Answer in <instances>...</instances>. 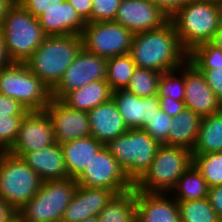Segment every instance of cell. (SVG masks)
I'll return each mask as SVG.
<instances>
[{"mask_svg": "<svg viewBox=\"0 0 222 222\" xmlns=\"http://www.w3.org/2000/svg\"><path fill=\"white\" fill-rule=\"evenodd\" d=\"M136 64L130 53L107 59L106 82L112 91L126 89L136 69Z\"/></svg>", "mask_w": 222, "mask_h": 222, "instance_id": "f1b7e54d", "label": "cell"}, {"mask_svg": "<svg viewBox=\"0 0 222 222\" xmlns=\"http://www.w3.org/2000/svg\"><path fill=\"white\" fill-rule=\"evenodd\" d=\"M107 58L87 51H79L72 64L65 70L61 80L51 90L53 99L61 100L67 93L83 88L90 82L106 79Z\"/></svg>", "mask_w": 222, "mask_h": 222, "instance_id": "7c38bea8", "label": "cell"}, {"mask_svg": "<svg viewBox=\"0 0 222 222\" xmlns=\"http://www.w3.org/2000/svg\"><path fill=\"white\" fill-rule=\"evenodd\" d=\"M35 18L41 17L51 3H62L64 0H17Z\"/></svg>", "mask_w": 222, "mask_h": 222, "instance_id": "ab89813d", "label": "cell"}, {"mask_svg": "<svg viewBox=\"0 0 222 222\" xmlns=\"http://www.w3.org/2000/svg\"><path fill=\"white\" fill-rule=\"evenodd\" d=\"M136 222H181L177 200L169 193L136 190Z\"/></svg>", "mask_w": 222, "mask_h": 222, "instance_id": "d6986e66", "label": "cell"}, {"mask_svg": "<svg viewBox=\"0 0 222 222\" xmlns=\"http://www.w3.org/2000/svg\"><path fill=\"white\" fill-rule=\"evenodd\" d=\"M0 94L17 100L27 111L45 110L51 89L25 63L11 62L0 69Z\"/></svg>", "mask_w": 222, "mask_h": 222, "instance_id": "ba28073f", "label": "cell"}, {"mask_svg": "<svg viewBox=\"0 0 222 222\" xmlns=\"http://www.w3.org/2000/svg\"><path fill=\"white\" fill-rule=\"evenodd\" d=\"M24 116H0V149L7 152L14 144Z\"/></svg>", "mask_w": 222, "mask_h": 222, "instance_id": "d590c367", "label": "cell"}, {"mask_svg": "<svg viewBox=\"0 0 222 222\" xmlns=\"http://www.w3.org/2000/svg\"><path fill=\"white\" fill-rule=\"evenodd\" d=\"M80 15V17L89 23V17L92 12V0H67Z\"/></svg>", "mask_w": 222, "mask_h": 222, "instance_id": "ee69618b", "label": "cell"}, {"mask_svg": "<svg viewBox=\"0 0 222 222\" xmlns=\"http://www.w3.org/2000/svg\"><path fill=\"white\" fill-rule=\"evenodd\" d=\"M209 188L201 172L192 164L169 194L177 201L200 200L208 197Z\"/></svg>", "mask_w": 222, "mask_h": 222, "instance_id": "4316f807", "label": "cell"}, {"mask_svg": "<svg viewBox=\"0 0 222 222\" xmlns=\"http://www.w3.org/2000/svg\"><path fill=\"white\" fill-rule=\"evenodd\" d=\"M68 177L77 179L92 158L105 146L91 135L60 144Z\"/></svg>", "mask_w": 222, "mask_h": 222, "instance_id": "603a6c76", "label": "cell"}, {"mask_svg": "<svg viewBox=\"0 0 222 222\" xmlns=\"http://www.w3.org/2000/svg\"><path fill=\"white\" fill-rule=\"evenodd\" d=\"M169 20L188 53L197 45L209 42L222 24L219 3L207 0H190Z\"/></svg>", "mask_w": 222, "mask_h": 222, "instance_id": "3957f363", "label": "cell"}, {"mask_svg": "<svg viewBox=\"0 0 222 222\" xmlns=\"http://www.w3.org/2000/svg\"><path fill=\"white\" fill-rule=\"evenodd\" d=\"M38 20L47 36L81 35L86 25L67 0L59 4L51 3Z\"/></svg>", "mask_w": 222, "mask_h": 222, "instance_id": "ffe728a7", "label": "cell"}, {"mask_svg": "<svg viewBox=\"0 0 222 222\" xmlns=\"http://www.w3.org/2000/svg\"><path fill=\"white\" fill-rule=\"evenodd\" d=\"M188 61L198 70H213L222 66V49L202 43L188 53Z\"/></svg>", "mask_w": 222, "mask_h": 222, "instance_id": "836d02e7", "label": "cell"}, {"mask_svg": "<svg viewBox=\"0 0 222 222\" xmlns=\"http://www.w3.org/2000/svg\"><path fill=\"white\" fill-rule=\"evenodd\" d=\"M133 35L121 24L105 21L86 23L81 37L87 51L108 59L130 53Z\"/></svg>", "mask_w": 222, "mask_h": 222, "instance_id": "30bf717a", "label": "cell"}, {"mask_svg": "<svg viewBox=\"0 0 222 222\" xmlns=\"http://www.w3.org/2000/svg\"><path fill=\"white\" fill-rule=\"evenodd\" d=\"M1 32L11 62L25 63L47 36L37 18L17 0L4 15Z\"/></svg>", "mask_w": 222, "mask_h": 222, "instance_id": "277c9868", "label": "cell"}, {"mask_svg": "<svg viewBox=\"0 0 222 222\" xmlns=\"http://www.w3.org/2000/svg\"><path fill=\"white\" fill-rule=\"evenodd\" d=\"M157 95L159 98L170 97L176 101L184 100V64L177 69L161 73Z\"/></svg>", "mask_w": 222, "mask_h": 222, "instance_id": "1f68e13d", "label": "cell"}, {"mask_svg": "<svg viewBox=\"0 0 222 222\" xmlns=\"http://www.w3.org/2000/svg\"><path fill=\"white\" fill-rule=\"evenodd\" d=\"M87 114L91 136L104 145L128 131L112 98L91 109Z\"/></svg>", "mask_w": 222, "mask_h": 222, "instance_id": "7402d4cb", "label": "cell"}, {"mask_svg": "<svg viewBox=\"0 0 222 222\" xmlns=\"http://www.w3.org/2000/svg\"><path fill=\"white\" fill-rule=\"evenodd\" d=\"M184 109V101H176L170 97L160 98V110L168 114L171 118L177 116Z\"/></svg>", "mask_w": 222, "mask_h": 222, "instance_id": "60d3db41", "label": "cell"}, {"mask_svg": "<svg viewBox=\"0 0 222 222\" xmlns=\"http://www.w3.org/2000/svg\"><path fill=\"white\" fill-rule=\"evenodd\" d=\"M97 217L98 222H136V189L116 194Z\"/></svg>", "mask_w": 222, "mask_h": 222, "instance_id": "83f0119b", "label": "cell"}, {"mask_svg": "<svg viewBox=\"0 0 222 222\" xmlns=\"http://www.w3.org/2000/svg\"><path fill=\"white\" fill-rule=\"evenodd\" d=\"M207 1L216 2V3L222 2V0H207Z\"/></svg>", "mask_w": 222, "mask_h": 222, "instance_id": "816d5d0a", "label": "cell"}, {"mask_svg": "<svg viewBox=\"0 0 222 222\" xmlns=\"http://www.w3.org/2000/svg\"><path fill=\"white\" fill-rule=\"evenodd\" d=\"M74 178L42 182L38 192L18 213V222H61L77 189Z\"/></svg>", "mask_w": 222, "mask_h": 222, "instance_id": "8992f818", "label": "cell"}, {"mask_svg": "<svg viewBox=\"0 0 222 222\" xmlns=\"http://www.w3.org/2000/svg\"><path fill=\"white\" fill-rule=\"evenodd\" d=\"M11 154L21 157L39 175L43 182L69 178L63 151L58 143L38 151Z\"/></svg>", "mask_w": 222, "mask_h": 222, "instance_id": "44dd1931", "label": "cell"}, {"mask_svg": "<svg viewBox=\"0 0 222 222\" xmlns=\"http://www.w3.org/2000/svg\"><path fill=\"white\" fill-rule=\"evenodd\" d=\"M157 5L169 18L190 0H151Z\"/></svg>", "mask_w": 222, "mask_h": 222, "instance_id": "b9f144b4", "label": "cell"}, {"mask_svg": "<svg viewBox=\"0 0 222 222\" xmlns=\"http://www.w3.org/2000/svg\"><path fill=\"white\" fill-rule=\"evenodd\" d=\"M11 63L7 51H6V47L4 44V39H3V35L0 29V69H2L5 66H8Z\"/></svg>", "mask_w": 222, "mask_h": 222, "instance_id": "bcb514c9", "label": "cell"}, {"mask_svg": "<svg viewBox=\"0 0 222 222\" xmlns=\"http://www.w3.org/2000/svg\"><path fill=\"white\" fill-rule=\"evenodd\" d=\"M181 222H221L208 198L177 201Z\"/></svg>", "mask_w": 222, "mask_h": 222, "instance_id": "f546056e", "label": "cell"}, {"mask_svg": "<svg viewBox=\"0 0 222 222\" xmlns=\"http://www.w3.org/2000/svg\"><path fill=\"white\" fill-rule=\"evenodd\" d=\"M160 76V72L136 67L126 90L141 98L155 96L158 94Z\"/></svg>", "mask_w": 222, "mask_h": 222, "instance_id": "4dcf8cb0", "label": "cell"}, {"mask_svg": "<svg viewBox=\"0 0 222 222\" xmlns=\"http://www.w3.org/2000/svg\"><path fill=\"white\" fill-rule=\"evenodd\" d=\"M192 164L193 154L189 149L160 145L149 169L134 188L147 193H170L179 177Z\"/></svg>", "mask_w": 222, "mask_h": 222, "instance_id": "5b68a950", "label": "cell"}, {"mask_svg": "<svg viewBox=\"0 0 222 222\" xmlns=\"http://www.w3.org/2000/svg\"><path fill=\"white\" fill-rule=\"evenodd\" d=\"M114 100L128 129H144L160 110L158 95L141 98L126 89L112 92Z\"/></svg>", "mask_w": 222, "mask_h": 222, "instance_id": "e0dca14e", "label": "cell"}, {"mask_svg": "<svg viewBox=\"0 0 222 222\" xmlns=\"http://www.w3.org/2000/svg\"><path fill=\"white\" fill-rule=\"evenodd\" d=\"M207 198L222 221V185L210 187Z\"/></svg>", "mask_w": 222, "mask_h": 222, "instance_id": "7bdbcfd3", "label": "cell"}, {"mask_svg": "<svg viewBox=\"0 0 222 222\" xmlns=\"http://www.w3.org/2000/svg\"><path fill=\"white\" fill-rule=\"evenodd\" d=\"M202 116L185 108L172 120L168 145L180 146L193 151L200 129Z\"/></svg>", "mask_w": 222, "mask_h": 222, "instance_id": "d4e9b609", "label": "cell"}, {"mask_svg": "<svg viewBox=\"0 0 222 222\" xmlns=\"http://www.w3.org/2000/svg\"><path fill=\"white\" fill-rule=\"evenodd\" d=\"M205 76L207 85L222 103V66L213 70H199Z\"/></svg>", "mask_w": 222, "mask_h": 222, "instance_id": "f35d334b", "label": "cell"}, {"mask_svg": "<svg viewBox=\"0 0 222 222\" xmlns=\"http://www.w3.org/2000/svg\"><path fill=\"white\" fill-rule=\"evenodd\" d=\"M209 43L217 48L222 49V24L220 28L214 33Z\"/></svg>", "mask_w": 222, "mask_h": 222, "instance_id": "7dc6e473", "label": "cell"}, {"mask_svg": "<svg viewBox=\"0 0 222 222\" xmlns=\"http://www.w3.org/2000/svg\"><path fill=\"white\" fill-rule=\"evenodd\" d=\"M115 195L114 191L107 188L78 185L61 222H81L89 217L97 216Z\"/></svg>", "mask_w": 222, "mask_h": 222, "instance_id": "ac0fdd59", "label": "cell"}, {"mask_svg": "<svg viewBox=\"0 0 222 222\" xmlns=\"http://www.w3.org/2000/svg\"><path fill=\"white\" fill-rule=\"evenodd\" d=\"M122 0H92L90 22L114 21Z\"/></svg>", "mask_w": 222, "mask_h": 222, "instance_id": "8d00e7d4", "label": "cell"}, {"mask_svg": "<svg viewBox=\"0 0 222 222\" xmlns=\"http://www.w3.org/2000/svg\"><path fill=\"white\" fill-rule=\"evenodd\" d=\"M81 222H98V217L97 216L89 217Z\"/></svg>", "mask_w": 222, "mask_h": 222, "instance_id": "681fc988", "label": "cell"}, {"mask_svg": "<svg viewBox=\"0 0 222 222\" xmlns=\"http://www.w3.org/2000/svg\"><path fill=\"white\" fill-rule=\"evenodd\" d=\"M42 179L21 157L3 152L0 156V199L16 211L40 189Z\"/></svg>", "mask_w": 222, "mask_h": 222, "instance_id": "9c48e42d", "label": "cell"}, {"mask_svg": "<svg viewBox=\"0 0 222 222\" xmlns=\"http://www.w3.org/2000/svg\"><path fill=\"white\" fill-rule=\"evenodd\" d=\"M159 146L143 129H128L105 145L133 184L149 169Z\"/></svg>", "mask_w": 222, "mask_h": 222, "instance_id": "52a82bcc", "label": "cell"}, {"mask_svg": "<svg viewBox=\"0 0 222 222\" xmlns=\"http://www.w3.org/2000/svg\"><path fill=\"white\" fill-rule=\"evenodd\" d=\"M193 164L209 187L222 185V152L193 155Z\"/></svg>", "mask_w": 222, "mask_h": 222, "instance_id": "d6a6232c", "label": "cell"}, {"mask_svg": "<svg viewBox=\"0 0 222 222\" xmlns=\"http://www.w3.org/2000/svg\"><path fill=\"white\" fill-rule=\"evenodd\" d=\"M112 90L106 79L88 83L83 88L72 90L61 101L72 109L88 112L112 98Z\"/></svg>", "mask_w": 222, "mask_h": 222, "instance_id": "cb8c5ba5", "label": "cell"}, {"mask_svg": "<svg viewBox=\"0 0 222 222\" xmlns=\"http://www.w3.org/2000/svg\"><path fill=\"white\" fill-rule=\"evenodd\" d=\"M76 181L79 186L107 188L116 194L134 188V184L105 146L86 165Z\"/></svg>", "mask_w": 222, "mask_h": 222, "instance_id": "8fae6325", "label": "cell"}, {"mask_svg": "<svg viewBox=\"0 0 222 222\" xmlns=\"http://www.w3.org/2000/svg\"><path fill=\"white\" fill-rule=\"evenodd\" d=\"M185 108L202 117L218 113L222 103L207 85L205 76L188 60L184 63Z\"/></svg>", "mask_w": 222, "mask_h": 222, "instance_id": "2e32d148", "label": "cell"}, {"mask_svg": "<svg viewBox=\"0 0 222 222\" xmlns=\"http://www.w3.org/2000/svg\"><path fill=\"white\" fill-rule=\"evenodd\" d=\"M45 110L51 118L56 143L63 144L91 135L87 112L72 109L53 98Z\"/></svg>", "mask_w": 222, "mask_h": 222, "instance_id": "9a60e30c", "label": "cell"}, {"mask_svg": "<svg viewBox=\"0 0 222 222\" xmlns=\"http://www.w3.org/2000/svg\"><path fill=\"white\" fill-rule=\"evenodd\" d=\"M222 152V110L202 117L193 155Z\"/></svg>", "mask_w": 222, "mask_h": 222, "instance_id": "484cf974", "label": "cell"}, {"mask_svg": "<svg viewBox=\"0 0 222 222\" xmlns=\"http://www.w3.org/2000/svg\"><path fill=\"white\" fill-rule=\"evenodd\" d=\"M27 112L17 100L0 94V116H25Z\"/></svg>", "mask_w": 222, "mask_h": 222, "instance_id": "74e56055", "label": "cell"}, {"mask_svg": "<svg viewBox=\"0 0 222 222\" xmlns=\"http://www.w3.org/2000/svg\"><path fill=\"white\" fill-rule=\"evenodd\" d=\"M219 8H220L221 18H222V2L219 3Z\"/></svg>", "mask_w": 222, "mask_h": 222, "instance_id": "f907efd6", "label": "cell"}, {"mask_svg": "<svg viewBox=\"0 0 222 222\" xmlns=\"http://www.w3.org/2000/svg\"><path fill=\"white\" fill-rule=\"evenodd\" d=\"M114 21L137 34L162 27L169 16L152 1L122 0Z\"/></svg>", "mask_w": 222, "mask_h": 222, "instance_id": "5bb4252c", "label": "cell"}, {"mask_svg": "<svg viewBox=\"0 0 222 222\" xmlns=\"http://www.w3.org/2000/svg\"><path fill=\"white\" fill-rule=\"evenodd\" d=\"M0 222H18L17 211L2 199H0Z\"/></svg>", "mask_w": 222, "mask_h": 222, "instance_id": "f6af8a7d", "label": "cell"}, {"mask_svg": "<svg viewBox=\"0 0 222 222\" xmlns=\"http://www.w3.org/2000/svg\"><path fill=\"white\" fill-rule=\"evenodd\" d=\"M82 47L81 35L46 36L25 65L52 90Z\"/></svg>", "mask_w": 222, "mask_h": 222, "instance_id": "7a4b0ae2", "label": "cell"}, {"mask_svg": "<svg viewBox=\"0 0 222 222\" xmlns=\"http://www.w3.org/2000/svg\"><path fill=\"white\" fill-rule=\"evenodd\" d=\"M56 143L54 129L46 110L28 111L20 126L17 138L8 153H27Z\"/></svg>", "mask_w": 222, "mask_h": 222, "instance_id": "4fadbf2b", "label": "cell"}, {"mask_svg": "<svg viewBox=\"0 0 222 222\" xmlns=\"http://www.w3.org/2000/svg\"><path fill=\"white\" fill-rule=\"evenodd\" d=\"M130 55L137 67L160 73L179 68L188 60L173 23L133 35Z\"/></svg>", "mask_w": 222, "mask_h": 222, "instance_id": "6da1fadb", "label": "cell"}, {"mask_svg": "<svg viewBox=\"0 0 222 222\" xmlns=\"http://www.w3.org/2000/svg\"><path fill=\"white\" fill-rule=\"evenodd\" d=\"M172 120L173 118L168 114L159 110L143 130L160 145H168V136L172 126Z\"/></svg>", "mask_w": 222, "mask_h": 222, "instance_id": "e575fe53", "label": "cell"}, {"mask_svg": "<svg viewBox=\"0 0 222 222\" xmlns=\"http://www.w3.org/2000/svg\"><path fill=\"white\" fill-rule=\"evenodd\" d=\"M14 2L15 0H0V28L2 26L4 15Z\"/></svg>", "mask_w": 222, "mask_h": 222, "instance_id": "c3c4849f", "label": "cell"}]
</instances>
